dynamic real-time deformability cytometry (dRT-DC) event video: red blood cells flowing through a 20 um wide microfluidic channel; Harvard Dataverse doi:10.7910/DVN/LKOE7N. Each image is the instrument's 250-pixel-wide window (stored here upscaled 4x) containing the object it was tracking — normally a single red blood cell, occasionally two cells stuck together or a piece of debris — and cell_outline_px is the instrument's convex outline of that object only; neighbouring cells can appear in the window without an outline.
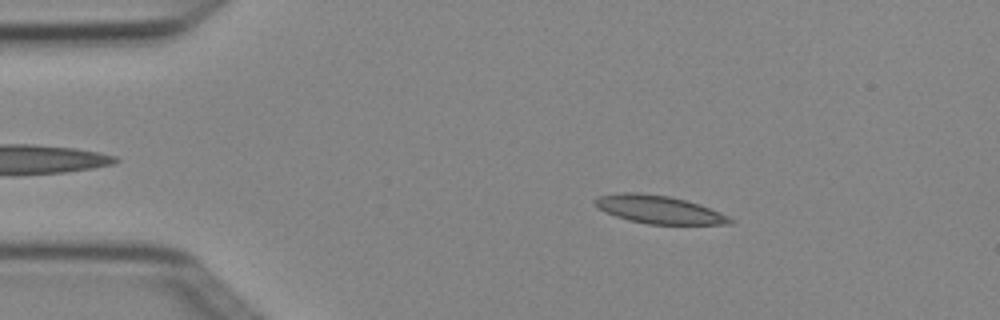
{"species": "Egyptian fruit bat (a non-hibernating species)", "species_latin": "Rousettus aegyptiacus", "temperature_condition": "cold", "stored_images_in_passage": 5, "camera_frame_rate_fps": 3000, "um_per_image_px": 0.085, "animal": {"sex": "female"}, "frame": {"image": 1, "passage_image": 2, "time_ms": 0.333, "image_size_px": [1000, 320], "cell_outline_px": [[736, 220], [732, 224], [648, 224], [628, 220], [604, 212], [592, 200], [596, 196], [620, 192], [636, 192], [668, 196], [684, 200], [708, 208], [728, 216]], "centroid_in_image_um": [55.95, 17.81], "position_along_channel_um": 29.0, "area_um2": 21.85}}
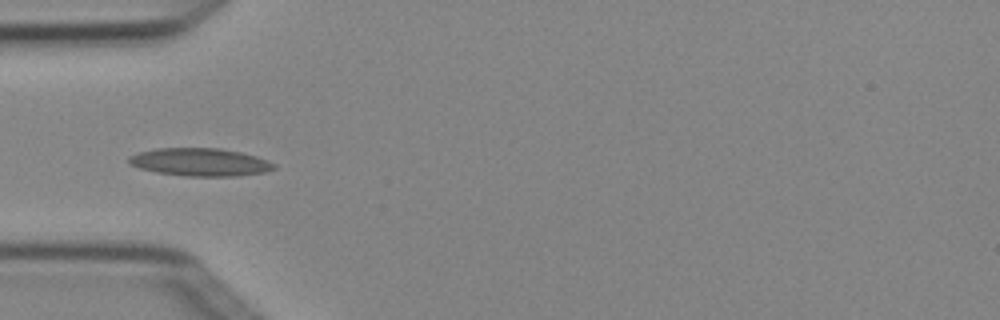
{"frame": {"image": 2, "passage_image": 4, "time_ms": 1.0, "image_size_px": [1000, 320], "cell_outline_px": [[276, 168], [264, 172], [236, 176], [184, 176], [156, 172], [140, 168], [128, 164], [128, 156], [136, 152], [156, 148], [220, 148], [240, 152], [256, 156], [268, 160], [276, 164]], "centroid_in_image_um": [16.98, 13.77], "position_along_channel_um": 68.0, "area_um2": 23.76}}
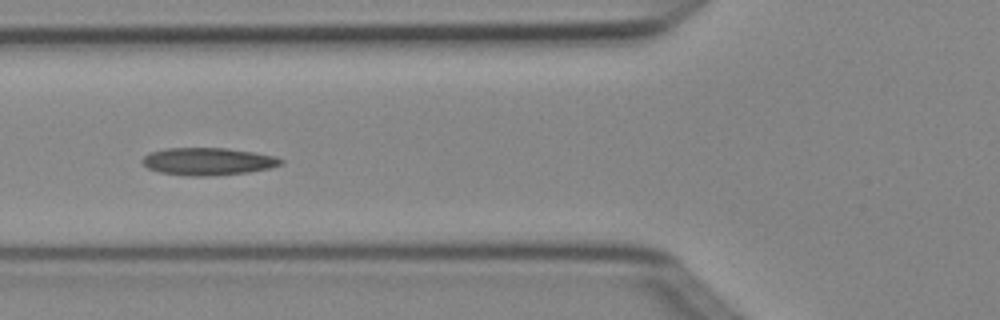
{"frame": {"image": 3, "passage_image": 5, "time_ms": 1.333, "image_size_px": [1000, 320], "cell_outline_px": [[284, 164], [272, 168], [248, 172], [204, 176], [184, 176], [160, 172], [148, 168], [140, 160], [148, 152], [164, 148], [228, 148], [276, 156], [284, 160]], "centroid_in_image_um": [17.68, 13.72], "position_along_channel_um": 108.1, "area_um2": 22.37}}